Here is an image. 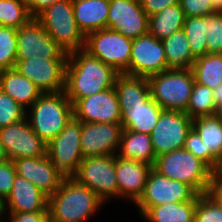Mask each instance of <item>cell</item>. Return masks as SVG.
<instances>
[{"mask_svg": "<svg viewBox=\"0 0 222 222\" xmlns=\"http://www.w3.org/2000/svg\"><path fill=\"white\" fill-rule=\"evenodd\" d=\"M16 56L17 29L0 26V71L14 68Z\"/></svg>", "mask_w": 222, "mask_h": 222, "instance_id": "cell-34", "label": "cell"}, {"mask_svg": "<svg viewBox=\"0 0 222 222\" xmlns=\"http://www.w3.org/2000/svg\"><path fill=\"white\" fill-rule=\"evenodd\" d=\"M3 215H4L3 201L0 199V220Z\"/></svg>", "mask_w": 222, "mask_h": 222, "instance_id": "cell-49", "label": "cell"}, {"mask_svg": "<svg viewBox=\"0 0 222 222\" xmlns=\"http://www.w3.org/2000/svg\"><path fill=\"white\" fill-rule=\"evenodd\" d=\"M194 222H222V209L208 194L198 196Z\"/></svg>", "mask_w": 222, "mask_h": 222, "instance_id": "cell-37", "label": "cell"}, {"mask_svg": "<svg viewBox=\"0 0 222 222\" xmlns=\"http://www.w3.org/2000/svg\"><path fill=\"white\" fill-rule=\"evenodd\" d=\"M205 20L207 53H222V11L207 14Z\"/></svg>", "mask_w": 222, "mask_h": 222, "instance_id": "cell-36", "label": "cell"}, {"mask_svg": "<svg viewBox=\"0 0 222 222\" xmlns=\"http://www.w3.org/2000/svg\"><path fill=\"white\" fill-rule=\"evenodd\" d=\"M36 18L66 53L84 49L85 36L76 24L72 0L50 5Z\"/></svg>", "mask_w": 222, "mask_h": 222, "instance_id": "cell-7", "label": "cell"}, {"mask_svg": "<svg viewBox=\"0 0 222 222\" xmlns=\"http://www.w3.org/2000/svg\"><path fill=\"white\" fill-rule=\"evenodd\" d=\"M12 162L18 175L32 182L48 197L59 189L65 178L47 155L39 158H19Z\"/></svg>", "mask_w": 222, "mask_h": 222, "instance_id": "cell-20", "label": "cell"}, {"mask_svg": "<svg viewBox=\"0 0 222 222\" xmlns=\"http://www.w3.org/2000/svg\"><path fill=\"white\" fill-rule=\"evenodd\" d=\"M185 17L206 16L217 11L211 0H180Z\"/></svg>", "mask_w": 222, "mask_h": 222, "instance_id": "cell-39", "label": "cell"}, {"mask_svg": "<svg viewBox=\"0 0 222 222\" xmlns=\"http://www.w3.org/2000/svg\"><path fill=\"white\" fill-rule=\"evenodd\" d=\"M192 122L193 119L183 111L163 109L158 123L150 133L155 156L184 148Z\"/></svg>", "mask_w": 222, "mask_h": 222, "instance_id": "cell-13", "label": "cell"}, {"mask_svg": "<svg viewBox=\"0 0 222 222\" xmlns=\"http://www.w3.org/2000/svg\"><path fill=\"white\" fill-rule=\"evenodd\" d=\"M9 222H48V212H18L9 213Z\"/></svg>", "mask_w": 222, "mask_h": 222, "instance_id": "cell-42", "label": "cell"}, {"mask_svg": "<svg viewBox=\"0 0 222 222\" xmlns=\"http://www.w3.org/2000/svg\"><path fill=\"white\" fill-rule=\"evenodd\" d=\"M123 129L121 123L82 122L80 143L83 158L116 155Z\"/></svg>", "mask_w": 222, "mask_h": 222, "instance_id": "cell-19", "label": "cell"}, {"mask_svg": "<svg viewBox=\"0 0 222 222\" xmlns=\"http://www.w3.org/2000/svg\"><path fill=\"white\" fill-rule=\"evenodd\" d=\"M197 201L175 202L148 208L141 216L147 222H194Z\"/></svg>", "mask_w": 222, "mask_h": 222, "instance_id": "cell-27", "label": "cell"}, {"mask_svg": "<svg viewBox=\"0 0 222 222\" xmlns=\"http://www.w3.org/2000/svg\"><path fill=\"white\" fill-rule=\"evenodd\" d=\"M167 70L164 46L161 40L147 33L133 39L128 75L149 78Z\"/></svg>", "mask_w": 222, "mask_h": 222, "instance_id": "cell-14", "label": "cell"}, {"mask_svg": "<svg viewBox=\"0 0 222 222\" xmlns=\"http://www.w3.org/2000/svg\"><path fill=\"white\" fill-rule=\"evenodd\" d=\"M148 24L140 0H109L107 28L133 40L148 33Z\"/></svg>", "mask_w": 222, "mask_h": 222, "instance_id": "cell-17", "label": "cell"}, {"mask_svg": "<svg viewBox=\"0 0 222 222\" xmlns=\"http://www.w3.org/2000/svg\"><path fill=\"white\" fill-rule=\"evenodd\" d=\"M72 177L94 191L104 204L109 197H118L115 155L83 158Z\"/></svg>", "mask_w": 222, "mask_h": 222, "instance_id": "cell-9", "label": "cell"}, {"mask_svg": "<svg viewBox=\"0 0 222 222\" xmlns=\"http://www.w3.org/2000/svg\"><path fill=\"white\" fill-rule=\"evenodd\" d=\"M82 122L72 117L58 136L47 143L46 155L65 176H72L83 160Z\"/></svg>", "mask_w": 222, "mask_h": 222, "instance_id": "cell-11", "label": "cell"}, {"mask_svg": "<svg viewBox=\"0 0 222 222\" xmlns=\"http://www.w3.org/2000/svg\"><path fill=\"white\" fill-rule=\"evenodd\" d=\"M116 72L84 49L68 53L65 67V94L72 104L114 87Z\"/></svg>", "mask_w": 222, "mask_h": 222, "instance_id": "cell-2", "label": "cell"}, {"mask_svg": "<svg viewBox=\"0 0 222 222\" xmlns=\"http://www.w3.org/2000/svg\"><path fill=\"white\" fill-rule=\"evenodd\" d=\"M151 97L164 110L185 112L195 83L191 68L168 69L148 78Z\"/></svg>", "mask_w": 222, "mask_h": 222, "instance_id": "cell-6", "label": "cell"}, {"mask_svg": "<svg viewBox=\"0 0 222 222\" xmlns=\"http://www.w3.org/2000/svg\"><path fill=\"white\" fill-rule=\"evenodd\" d=\"M16 175V169L12 160L0 164V199L2 201H4L11 192Z\"/></svg>", "mask_w": 222, "mask_h": 222, "instance_id": "cell-40", "label": "cell"}, {"mask_svg": "<svg viewBox=\"0 0 222 222\" xmlns=\"http://www.w3.org/2000/svg\"><path fill=\"white\" fill-rule=\"evenodd\" d=\"M73 117L86 123H120L121 112L115 88L76 100Z\"/></svg>", "mask_w": 222, "mask_h": 222, "instance_id": "cell-18", "label": "cell"}, {"mask_svg": "<svg viewBox=\"0 0 222 222\" xmlns=\"http://www.w3.org/2000/svg\"><path fill=\"white\" fill-rule=\"evenodd\" d=\"M195 59L207 54L205 16L185 17L183 29Z\"/></svg>", "mask_w": 222, "mask_h": 222, "instance_id": "cell-32", "label": "cell"}, {"mask_svg": "<svg viewBox=\"0 0 222 222\" xmlns=\"http://www.w3.org/2000/svg\"><path fill=\"white\" fill-rule=\"evenodd\" d=\"M211 2L217 11H222V0H211Z\"/></svg>", "mask_w": 222, "mask_h": 222, "instance_id": "cell-48", "label": "cell"}, {"mask_svg": "<svg viewBox=\"0 0 222 222\" xmlns=\"http://www.w3.org/2000/svg\"><path fill=\"white\" fill-rule=\"evenodd\" d=\"M214 177H218L222 179V156L218 161L217 167L213 172Z\"/></svg>", "mask_w": 222, "mask_h": 222, "instance_id": "cell-47", "label": "cell"}, {"mask_svg": "<svg viewBox=\"0 0 222 222\" xmlns=\"http://www.w3.org/2000/svg\"><path fill=\"white\" fill-rule=\"evenodd\" d=\"M153 169L162 176L190 185L198 194H207L213 171L184 148L156 157Z\"/></svg>", "mask_w": 222, "mask_h": 222, "instance_id": "cell-4", "label": "cell"}, {"mask_svg": "<svg viewBox=\"0 0 222 222\" xmlns=\"http://www.w3.org/2000/svg\"><path fill=\"white\" fill-rule=\"evenodd\" d=\"M168 69H188L195 62L184 31L178 30L162 40Z\"/></svg>", "mask_w": 222, "mask_h": 222, "instance_id": "cell-26", "label": "cell"}, {"mask_svg": "<svg viewBox=\"0 0 222 222\" xmlns=\"http://www.w3.org/2000/svg\"><path fill=\"white\" fill-rule=\"evenodd\" d=\"M207 194L218 204L222 209V179L218 177L212 178Z\"/></svg>", "mask_w": 222, "mask_h": 222, "instance_id": "cell-44", "label": "cell"}, {"mask_svg": "<svg viewBox=\"0 0 222 222\" xmlns=\"http://www.w3.org/2000/svg\"><path fill=\"white\" fill-rule=\"evenodd\" d=\"M184 149L203 161L214 172L219 160L210 151H205V144L193 128L187 134Z\"/></svg>", "mask_w": 222, "mask_h": 222, "instance_id": "cell-38", "label": "cell"}, {"mask_svg": "<svg viewBox=\"0 0 222 222\" xmlns=\"http://www.w3.org/2000/svg\"><path fill=\"white\" fill-rule=\"evenodd\" d=\"M30 109V119L27 117V120L46 144L58 136L73 117V104L64 91L42 94Z\"/></svg>", "mask_w": 222, "mask_h": 222, "instance_id": "cell-5", "label": "cell"}, {"mask_svg": "<svg viewBox=\"0 0 222 222\" xmlns=\"http://www.w3.org/2000/svg\"><path fill=\"white\" fill-rule=\"evenodd\" d=\"M185 113L191 119L200 116H212L218 114L213 90L195 82Z\"/></svg>", "mask_w": 222, "mask_h": 222, "instance_id": "cell-31", "label": "cell"}, {"mask_svg": "<svg viewBox=\"0 0 222 222\" xmlns=\"http://www.w3.org/2000/svg\"><path fill=\"white\" fill-rule=\"evenodd\" d=\"M133 40L109 28L88 33L84 50L116 72L124 73L129 67Z\"/></svg>", "mask_w": 222, "mask_h": 222, "instance_id": "cell-8", "label": "cell"}, {"mask_svg": "<svg viewBox=\"0 0 222 222\" xmlns=\"http://www.w3.org/2000/svg\"><path fill=\"white\" fill-rule=\"evenodd\" d=\"M67 57L68 53L47 33L36 17L17 29L16 60L67 59Z\"/></svg>", "mask_w": 222, "mask_h": 222, "instance_id": "cell-12", "label": "cell"}, {"mask_svg": "<svg viewBox=\"0 0 222 222\" xmlns=\"http://www.w3.org/2000/svg\"><path fill=\"white\" fill-rule=\"evenodd\" d=\"M114 88L123 128L150 135L163 109L151 97L148 78L118 73Z\"/></svg>", "mask_w": 222, "mask_h": 222, "instance_id": "cell-1", "label": "cell"}, {"mask_svg": "<svg viewBox=\"0 0 222 222\" xmlns=\"http://www.w3.org/2000/svg\"><path fill=\"white\" fill-rule=\"evenodd\" d=\"M27 110L0 89V128L25 119Z\"/></svg>", "mask_w": 222, "mask_h": 222, "instance_id": "cell-35", "label": "cell"}, {"mask_svg": "<svg viewBox=\"0 0 222 222\" xmlns=\"http://www.w3.org/2000/svg\"><path fill=\"white\" fill-rule=\"evenodd\" d=\"M215 105L218 109V114H222V84L213 90Z\"/></svg>", "mask_w": 222, "mask_h": 222, "instance_id": "cell-45", "label": "cell"}, {"mask_svg": "<svg viewBox=\"0 0 222 222\" xmlns=\"http://www.w3.org/2000/svg\"><path fill=\"white\" fill-rule=\"evenodd\" d=\"M4 214L18 212H48V196L32 182L16 175L8 197L3 201Z\"/></svg>", "mask_w": 222, "mask_h": 222, "instance_id": "cell-22", "label": "cell"}, {"mask_svg": "<svg viewBox=\"0 0 222 222\" xmlns=\"http://www.w3.org/2000/svg\"><path fill=\"white\" fill-rule=\"evenodd\" d=\"M140 3L148 16H152L167 7L180 3V0H140Z\"/></svg>", "mask_w": 222, "mask_h": 222, "instance_id": "cell-41", "label": "cell"}, {"mask_svg": "<svg viewBox=\"0 0 222 222\" xmlns=\"http://www.w3.org/2000/svg\"><path fill=\"white\" fill-rule=\"evenodd\" d=\"M191 70L196 83L216 89L222 84V53H207L195 59Z\"/></svg>", "mask_w": 222, "mask_h": 222, "instance_id": "cell-30", "label": "cell"}, {"mask_svg": "<svg viewBox=\"0 0 222 222\" xmlns=\"http://www.w3.org/2000/svg\"><path fill=\"white\" fill-rule=\"evenodd\" d=\"M198 194L190 185L162 176L153 168L140 199L135 203L140 216L150 207L184 201H197Z\"/></svg>", "mask_w": 222, "mask_h": 222, "instance_id": "cell-10", "label": "cell"}, {"mask_svg": "<svg viewBox=\"0 0 222 222\" xmlns=\"http://www.w3.org/2000/svg\"><path fill=\"white\" fill-rule=\"evenodd\" d=\"M27 9L32 17H37L50 5L63 0H25Z\"/></svg>", "mask_w": 222, "mask_h": 222, "instance_id": "cell-43", "label": "cell"}, {"mask_svg": "<svg viewBox=\"0 0 222 222\" xmlns=\"http://www.w3.org/2000/svg\"><path fill=\"white\" fill-rule=\"evenodd\" d=\"M0 139L9 160L46 155L47 144L33 131L27 117L0 128Z\"/></svg>", "mask_w": 222, "mask_h": 222, "instance_id": "cell-16", "label": "cell"}, {"mask_svg": "<svg viewBox=\"0 0 222 222\" xmlns=\"http://www.w3.org/2000/svg\"><path fill=\"white\" fill-rule=\"evenodd\" d=\"M0 89L25 109L43 94L33 82L15 68L0 71Z\"/></svg>", "mask_w": 222, "mask_h": 222, "instance_id": "cell-24", "label": "cell"}, {"mask_svg": "<svg viewBox=\"0 0 222 222\" xmlns=\"http://www.w3.org/2000/svg\"><path fill=\"white\" fill-rule=\"evenodd\" d=\"M119 150L117 155L121 158L144 162L151 166L155 164L156 156L149 134L123 129Z\"/></svg>", "mask_w": 222, "mask_h": 222, "instance_id": "cell-25", "label": "cell"}, {"mask_svg": "<svg viewBox=\"0 0 222 222\" xmlns=\"http://www.w3.org/2000/svg\"><path fill=\"white\" fill-rule=\"evenodd\" d=\"M184 20V12L178 3L149 16L148 33L162 41L174 32L183 29Z\"/></svg>", "mask_w": 222, "mask_h": 222, "instance_id": "cell-29", "label": "cell"}, {"mask_svg": "<svg viewBox=\"0 0 222 222\" xmlns=\"http://www.w3.org/2000/svg\"><path fill=\"white\" fill-rule=\"evenodd\" d=\"M8 160H9V158L6 154L3 143L1 142V139H0V164L6 162Z\"/></svg>", "mask_w": 222, "mask_h": 222, "instance_id": "cell-46", "label": "cell"}, {"mask_svg": "<svg viewBox=\"0 0 222 222\" xmlns=\"http://www.w3.org/2000/svg\"><path fill=\"white\" fill-rule=\"evenodd\" d=\"M79 30L88 33L107 28L109 0H72Z\"/></svg>", "mask_w": 222, "mask_h": 222, "instance_id": "cell-23", "label": "cell"}, {"mask_svg": "<svg viewBox=\"0 0 222 222\" xmlns=\"http://www.w3.org/2000/svg\"><path fill=\"white\" fill-rule=\"evenodd\" d=\"M192 128L205 144V151H210L219 160L222 156V114L196 117Z\"/></svg>", "mask_w": 222, "mask_h": 222, "instance_id": "cell-28", "label": "cell"}, {"mask_svg": "<svg viewBox=\"0 0 222 222\" xmlns=\"http://www.w3.org/2000/svg\"><path fill=\"white\" fill-rule=\"evenodd\" d=\"M153 166L115 155V172L118 196L136 203L143 194L148 175Z\"/></svg>", "mask_w": 222, "mask_h": 222, "instance_id": "cell-21", "label": "cell"}, {"mask_svg": "<svg viewBox=\"0 0 222 222\" xmlns=\"http://www.w3.org/2000/svg\"><path fill=\"white\" fill-rule=\"evenodd\" d=\"M31 18L25 0H0V26L19 29Z\"/></svg>", "mask_w": 222, "mask_h": 222, "instance_id": "cell-33", "label": "cell"}, {"mask_svg": "<svg viewBox=\"0 0 222 222\" xmlns=\"http://www.w3.org/2000/svg\"><path fill=\"white\" fill-rule=\"evenodd\" d=\"M67 59L32 58L16 60L15 69L33 82L42 93H60L65 90Z\"/></svg>", "mask_w": 222, "mask_h": 222, "instance_id": "cell-15", "label": "cell"}, {"mask_svg": "<svg viewBox=\"0 0 222 222\" xmlns=\"http://www.w3.org/2000/svg\"><path fill=\"white\" fill-rule=\"evenodd\" d=\"M104 202L72 176H65L59 189L48 197L51 222H85Z\"/></svg>", "mask_w": 222, "mask_h": 222, "instance_id": "cell-3", "label": "cell"}]
</instances>
